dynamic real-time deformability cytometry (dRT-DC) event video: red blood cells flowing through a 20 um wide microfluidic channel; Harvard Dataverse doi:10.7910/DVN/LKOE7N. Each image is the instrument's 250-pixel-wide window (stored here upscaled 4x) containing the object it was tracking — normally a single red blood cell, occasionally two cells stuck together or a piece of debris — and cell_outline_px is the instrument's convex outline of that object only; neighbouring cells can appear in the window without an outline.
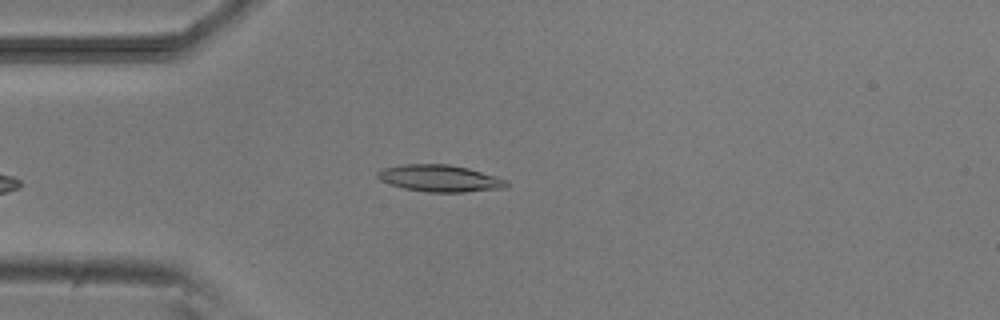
{"species": "common noctule bat (a hibernating species)", "species_latin": "Nyctalus noctula", "temperature_condition": "room temperature", "stored_images_in_passage": 4, "camera_frame_rate_fps": 3000, "um_per_image_px": 0.085, "animal": {"sex": "male", "body_mass_g": 20.5, "forearm_length_mm": 52.5}, "frame": {"image": 1, "passage_image": 4, "time_ms": 3.667, "image_size_px": [1000, 320], "cell_outline_px": [[508, 184], [504, 188], [464, 192], [428, 192], [404, 188], [380, 180], [376, 176], [376, 172], [384, 168], [404, 164], [448, 164], [468, 168], [496, 176], [508, 180]], "centroid_in_image_um": [37.39, 15.15], "position_along_channel_um": 47.6, "area_um2": 20.06}}